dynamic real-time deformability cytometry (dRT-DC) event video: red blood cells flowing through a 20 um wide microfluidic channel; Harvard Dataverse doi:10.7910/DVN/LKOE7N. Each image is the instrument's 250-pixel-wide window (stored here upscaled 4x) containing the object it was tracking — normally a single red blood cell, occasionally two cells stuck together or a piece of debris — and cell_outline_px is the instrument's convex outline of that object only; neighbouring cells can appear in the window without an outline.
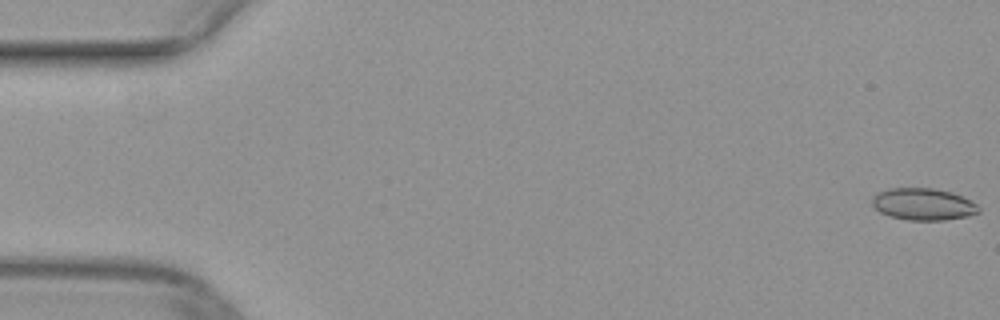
{"species": "common noctule bat (a hibernating species)", "species_latin": "Nyctalus noctula", "temperature_condition": "warm", "stored_images_in_passage": 9, "camera_frame_rate_fps": 3000, "um_per_image_px": 0.085, "animal": {"sex": "female", "body_mass_g": 29.2, "forearm_length_mm": 56.3}, "frame": {"image": 1, "passage_image": 1, "time_ms": 0.0, "image_size_px": [1000, 320], "cell_outline_px": [[980, 212], [968, 216], [944, 220], [908, 220], [888, 216], [880, 212], [872, 204], [872, 196], [876, 192], [888, 188], [932, 188], [952, 192], [972, 200], [980, 208]], "centroid_in_image_um": [78.47, 17.35], "position_along_channel_um": 6.5, "area_um2": 20.06}}